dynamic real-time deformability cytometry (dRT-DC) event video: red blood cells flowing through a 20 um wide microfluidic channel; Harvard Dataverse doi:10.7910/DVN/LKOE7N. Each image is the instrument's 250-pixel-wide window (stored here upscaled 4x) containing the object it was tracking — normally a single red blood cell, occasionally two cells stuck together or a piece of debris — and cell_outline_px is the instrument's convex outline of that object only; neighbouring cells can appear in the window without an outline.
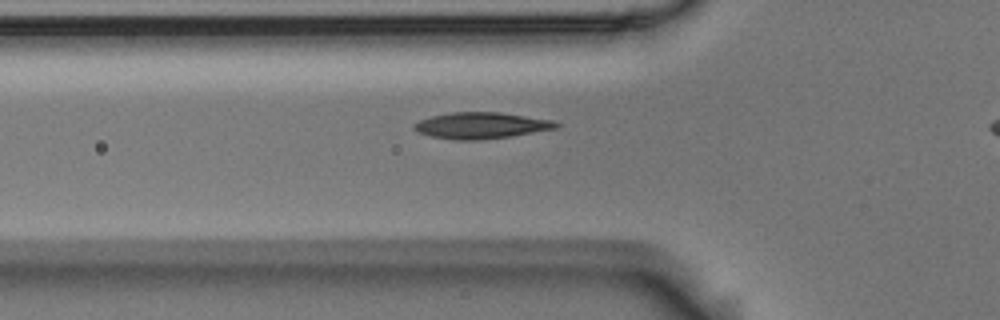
{"species": "Egyptian fruit bat (a non-hibernating species)", "species_latin": "Rousettus aegyptiacus", "temperature_condition": "room temperature", "stored_images_in_passage": 39, "camera_frame_rate_fps": 3000, "um_per_image_px": 0.085, "animal": {"sex": "male"}, "frame": {"image": 1, "passage_image": 9, "time_ms": 2.667, "image_size_px": [1000, 320], "cell_outline_px": [[560, 124], [556, 128], [508, 136], [476, 140], [456, 140], [432, 136], [420, 132], [412, 128], [412, 124], [420, 120], [432, 116], [452, 112], [500, 112], [552, 120]], "centroid_in_image_um": [40.86, 10.65], "position_along_channel_um": 84.9, "area_um2": 21.39}}
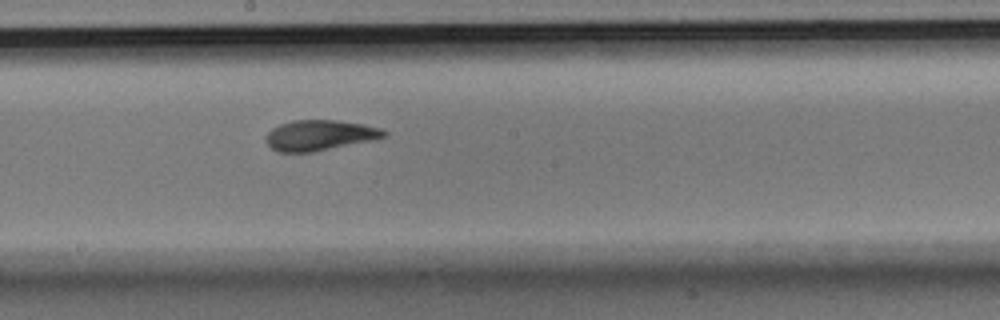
{"frame": {"image": 2, "passage_image": 20, "time_ms": 6.333, "image_size_px": [1000, 320], "cell_outline_px": [[388, 132], [384, 136], [368, 140], [312, 152], [276, 152], [268, 144], [268, 132], [272, 128], [280, 124], [292, 120], [336, 120], [360, 124], [380, 128]], "centroid_in_image_um": [27.12, 11.49], "position_along_channel_um": 221.1, "area_um2": 20.35}}
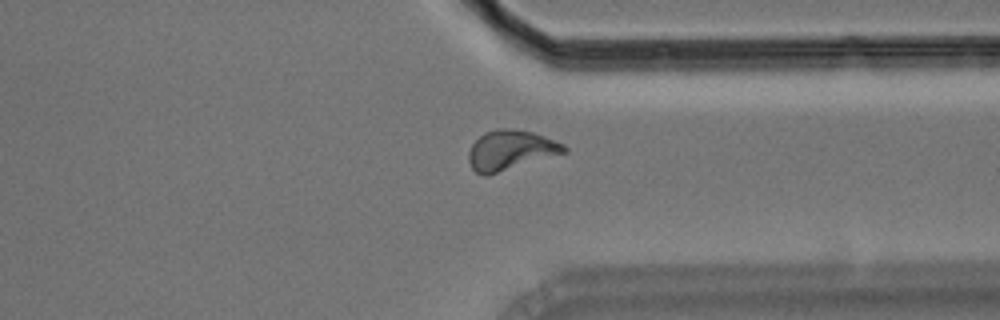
{"frame": {"image": 3, "passage_image": 32, "time_ms": 10.333, "image_size_px": [1000, 320], "cell_outline_px": [[568, 152], [488, 176], [484, 176], [476, 172], [472, 168], [468, 160], [468, 152], [472, 144], [484, 132], [496, 128], [508, 128], [532, 132], [544, 136], [564, 144], [568, 148]], "centroid_in_image_um": [43.4, 12.78], "position_along_channel_um": 368.0, "area_um2": 22.37}, "authors_computed_cell_mechanics": {"area_um2": 21.0392, "velocity_mm_per_s": 3.7015, "shape_relaxation_time_tau1_ms": 4.2373, "shape_relaxation_time_tau2_ms": 2.2077, "deformation_change_tau1": 0.1842, "deformation_change_tau2": 0.0838}}